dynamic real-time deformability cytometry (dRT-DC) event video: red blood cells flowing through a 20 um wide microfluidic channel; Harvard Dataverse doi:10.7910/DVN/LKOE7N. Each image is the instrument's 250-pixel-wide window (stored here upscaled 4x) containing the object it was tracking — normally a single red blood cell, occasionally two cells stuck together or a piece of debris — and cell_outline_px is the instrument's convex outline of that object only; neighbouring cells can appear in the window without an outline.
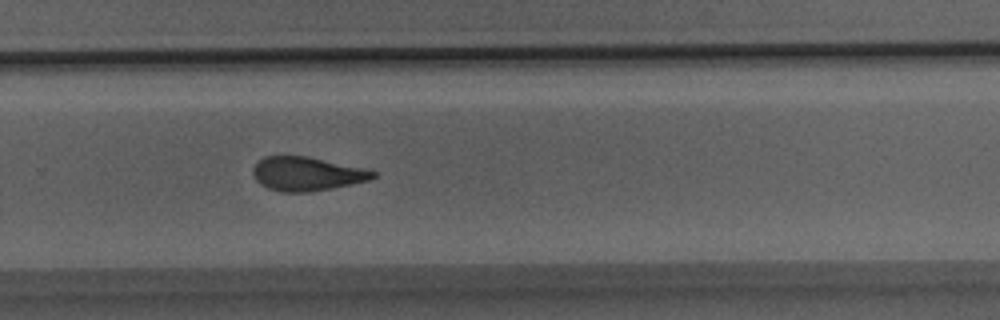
{"species": "Egyptian fruit bat (a non-hibernating species)", "species_latin": "Rousettus aegyptiacus", "temperature_condition": "room temperature", "stored_images_in_passage": 21, "camera_frame_rate_fps": 3000, "um_per_image_px": 0.085, "animal": {"sex": "male"}, "frame": {"image": 1, "passage_image": 21, "time_ms": 6.667, "image_size_px": [1000, 320], "cell_outline_px": [[376, 176], [372, 180], [312, 192], [280, 192], [268, 188], [260, 184], [252, 176], [252, 168], [264, 156], [308, 156], [368, 168], [376, 172]], "centroid_in_image_um": [26.11, 14.77], "position_along_channel_um": 303.7, "area_um2": 24.1}}